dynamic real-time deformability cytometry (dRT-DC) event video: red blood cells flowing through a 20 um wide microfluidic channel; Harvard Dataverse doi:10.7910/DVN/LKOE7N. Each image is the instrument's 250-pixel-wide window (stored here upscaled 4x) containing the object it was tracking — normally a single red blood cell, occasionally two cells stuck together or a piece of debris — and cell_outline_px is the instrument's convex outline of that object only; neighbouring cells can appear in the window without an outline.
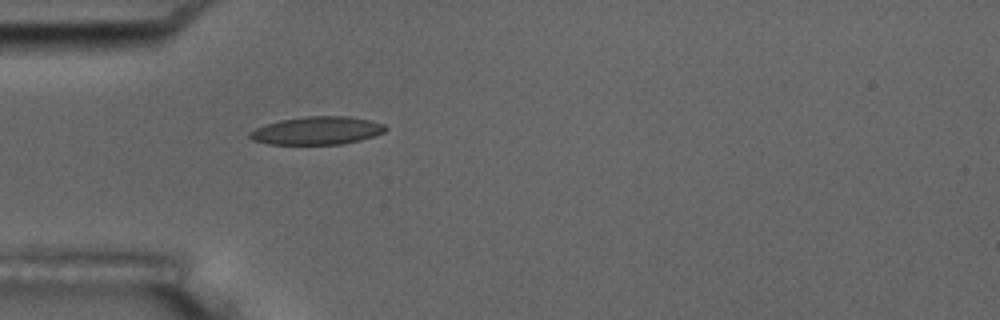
{"species": "common noctule bat (a hibernating species)", "species_latin": "Nyctalus noctula", "temperature_condition": "room temperature", "stored_images_in_passage": 5, "camera_frame_rate_fps": 3000, "um_per_image_px": 0.085, "animal": {"sex": "male", "body_mass_g": 17.5, "forearm_length_mm": 52.3}, "frame": {"image": 1, "passage_image": 5, "time_ms": 4.667, "image_size_px": [1000, 320], "cell_outline_px": [[388, 128], [384, 132], [360, 140], [340, 144], [268, 144], [252, 140], [248, 136], [248, 132], [256, 128], [280, 120], [308, 116], [348, 116], [368, 120], [384, 124]], "centroid_in_image_um": [26.93, 11.1], "position_along_channel_um": 58.1, "area_um2": 21.96}}